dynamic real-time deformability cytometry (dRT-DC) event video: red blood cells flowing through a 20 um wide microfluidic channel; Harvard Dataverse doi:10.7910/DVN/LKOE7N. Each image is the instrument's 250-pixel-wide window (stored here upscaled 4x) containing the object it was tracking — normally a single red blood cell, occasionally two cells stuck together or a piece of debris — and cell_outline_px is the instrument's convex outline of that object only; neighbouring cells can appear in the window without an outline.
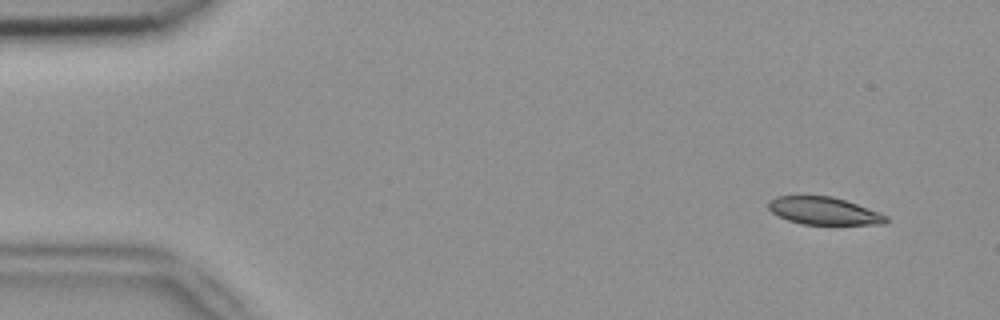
{"species": "common noctule bat (a hibernating species)", "species_latin": "Nyctalus noctula", "temperature_condition": "room temperature", "stored_images_in_passage": 5, "camera_frame_rate_fps": 3000, "um_per_image_px": 0.085, "animal": {"sex": "female", "body_mass_g": 18.4}, "frame": {"image": 1, "passage_image": 1, "time_ms": 0.0, "image_size_px": [1000, 320], "cell_outline_px": [[888, 220], [884, 224], [804, 224], [788, 220], [776, 216], [768, 208], [768, 200], [776, 196], [832, 196], [856, 204], [888, 216]], "centroid_in_image_um": [69.98, 17.92], "position_along_channel_um": 15.0, "area_um2": 18.73}}
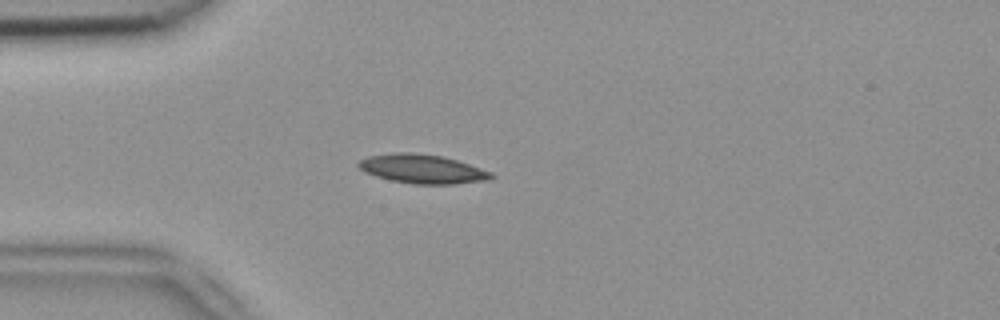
{"frame": {"image": 2, "passage_image": 4, "time_ms": 1.0, "image_size_px": [1000, 320], "cell_outline_px": [[496, 176], [488, 180], [452, 184], [412, 184], [392, 180], [376, 176], [364, 172], [356, 164], [360, 160], [368, 156], [392, 152], [412, 152], [440, 156], [456, 160], [492, 172]], "centroid_in_image_um": [35.88, 14.36], "position_along_channel_um": 49.1, "area_um2": 22.37}}